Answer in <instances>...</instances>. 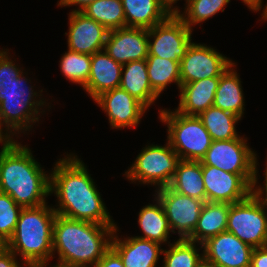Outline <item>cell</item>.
Masks as SVG:
<instances>
[{"label":"cell","mask_w":267,"mask_h":267,"mask_svg":"<svg viewBox=\"0 0 267 267\" xmlns=\"http://www.w3.org/2000/svg\"><path fill=\"white\" fill-rule=\"evenodd\" d=\"M68 156V157H67ZM59 159L50 174V195L58 199L56 214L102 225H116L95 186V182L77 155Z\"/></svg>","instance_id":"obj_1"},{"label":"cell","mask_w":267,"mask_h":267,"mask_svg":"<svg viewBox=\"0 0 267 267\" xmlns=\"http://www.w3.org/2000/svg\"><path fill=\"white\" fill-rule=\"evenodd\" d=\"M116 225H102L56 214L53 224L55 267H93L111 247Z\"/></svg>","instance_id":"obj_2"},{"label":"cell","mask_w":267,"mask_h":267,"mask_svg":"<svg viewBox=\"0 0 267 267\" xmlns=\"http://www.w3.org/2000/svg\"><path fill=\"white\" fill-rule=\"evenodd\" d=\"M0 192L22 208L40 206L50 194V174L43 171L31 150L16 140L0 150Z\"/></svg>","instance_id":"obj_3"},{"label":"cell","mask_w":267,"mask_h":267,"mask_svg":"<svg viewBox=\"0 0 267 267\" xmlns=\"http://www.w3.org/2000/svg\"><path fill=\"white\" fill-rule=\"evenodd\" d=\"M7 51L0 50V122L6 127V132L14 136L19 131H29L31 123L39 121L40 107L46 102L41 98L35 100L42 94L27 85L28 79Z\"/></svg>","instance_id":"obj_4"},{"label":"cell","mask_w":267,"mask_h":267,"mask_svg":"<svg viewBox=\"0 0 267 267\" xmlns=\"http://www.w3.org/2000/svg\"><path fill=\"white\" fill-rule=\"evenodd\" d=\"M56 212L44 203L37 207L22 208L15 232L5 245L22 263L47 265L53 258V224Z\"/></svg>","instance_id":"obj_5"},{"label":"cell","mask_w":267,"mask_h":267,"mask_svg":"<svg viewBox=\"0 0 267 267\" xmlns=\"http://www.w3.org/2000/svg\"><path fill=\"white\" fill-rule=\"evenodd\" d=\"M161 122L167 124V141L181 160L201 161L212 139L198 116L160 110Z\"/></svg>","instance_id":"obj_6"},{"label":"cell","mask_w":267,"mask_h":267,"mask_svg":"<svg viewBox=\"0 0 267 267\" xmlns=\"http://www.w3.org/2000/svg\"><path fill=\"white\" fill-rule=\"evenodd\" d=\"M166 144L144 147L131 168L125 172L126 178L147 185L157 184L158 188L169 186L181 159L168 141Z\"/></svg>","instance_id":"obj_7"},{"label":"cell","mask_w":267,"mask_h":267,"mask_svg":"<svg viewBox=\"0 0 267 267\" xmlns=\"http://www.w3.org/2000/svg\"><path fill=\"white\" fill-rule=\"evenodd\" d=\"M226 231L253 248L264 247L267 241V211L252 194L243 201L232 203Z\"/></svg>","instance_id":"obj_8"},{"label":"cell","mask_w":267,"mask_h":267,"mask_svg":"<svg viewBox=\"0 0 267 267\" xmlns=\"http://www.w3.org/2000/svg\"><path fill=\"white\" fill-rule=\"evenodd\" d=\"M192 30L172 13L164 22L148 29V56H158L181 63L190 46Z\"/></svg>","instance_id":"obj_9"},{"label":"cell","mask_w":267,"mask_h":267,"mask_svg":"<svg viewBox=\"0 0 267 267\" xmlns=\"http://www.w3.org/2000/svg\"><path fill=\"white\" fill-rule=\"evenodd\" d=\"M246 142L241 136L231 140L212 141L201 159L202 166H215L234 174H255L256 153Z\"/></svg>","instance_id":"obj_10"},{"label":"cell","mask_w":267,"mask_h":267,"mask_svg":"<svg viewBox=\"0 0 267 267\" xmlns=\"http://www.w3.org/2000/svg\"><path fill=\"white\" fill-rule=\"evenodd\" d=\"M206 201L237 203L251 195L254 174H234L215 166H202Z\"/></svg>","instance_id":"obj_11"},{"label":"cell","mask_w":267,"mask_h":267,"mask_svg":"<svg viewBox=\"0 0 267 267\" xmlns=\"http://www.w3.org/2000/svg\"><path fill=\"white\" fill-rule=\"evenodd\" d=\"M173 233L178 230L179 239H187L194 231L204 201L179 194L169 186L156 189Z\"/></svg>","instance_id":"obj_12"},{"label":"cell","mask_w":267,"mask_h":267,"mask_svg":"<svg viewBox=\"0 0 267 267\" xmlns=\"http://www.w3.org/2000/svg\"><path fill=\"white\" fill-rule=\"evenodd\" d=\"M232 60L205 44L192 42L180 63L181 85L205 78L220 77Z\"/></svg>","instance_id":"obj_13"},{"label":"cell","mask_w":267,"mask_h":267,"mask_svg":"<svg viewBox=\"0 0 267 267\" xmlns=\"http://www.w3.org/2000/svg\"><path fill=\"white\" fill-rule=\"evenodd\" d=\"M204 263L212 267H250L254 248L224 231L200 245Z\"/></svg>","instance_id":"obj_14"},{"label":"cell","mask_w":267,"mask_h":267,"mask_svg":"<svg viewBox=\"0 0 267 267\" xmlns=\"http://www.w3.org/2000/svg\"><path fill=\"white\" fill-rule=\"evenodd\" d=\"M94 101L106 112L111 128L136 127L147 107L121 87L105 91Z\"/></svg>","instance_id":"obj_15"},{"label":"cell","mask_w":267,"mask_h":267,"mask_svg":"<svg viewBox=\"0 0 267 267\" xmlns=\"http://www.w3.org/2000/svg\"><path fill=\"white\" fill-rule=\"evenodd\" d=\"M148 29L124 27L108 32L104 50L122 65L148 57Z\"/></svg>","instance_id":"obj_16"},{"label":"cell","mask_w":267,"mask_h":267,"mask_svg":"<svg viewBox=\"0 0 267 267\" xmlns=\"http://www.w3.org/2000/svg\"><path fill=\"white\" fill-rule=\"evenodd\" d=\"M68 50L93 55L103 50L108 30L82 12L69 14Z\"/></svg>","instance_id":"obj_17"},{"label":"cell","mask_w":267,"mask_h":267,"mask_svg":"<svg viewBox=\"0 0 267 267\" xmlns=\"http://www.w3.org/2000/svg\"><path fill=\"white\" fill-rule=\"evenodd\" d=\"M117 231L116 227L111 247L119 254L125 267H156L160 253H163L161 244L137 236L121 240L116 235Z\"/></svg>","instance_id":"obj_18"},{"label":"cell","mask_w":267,"mask_h":267,"mask_svg":"<svg viewBox=\"0 0 267 267\" xmlns=\"http://www.w3.org/2000/svg\"><path fill=\"white\" fill-rule=\"evenodd\" d=\"M123 65L103 49L91 55V70L83 90L94 100L101 93L119 87Z\"/></svg>","instance_id":"obj_19"},{"label":"cell","mask_w":267,"mask_h":267,"mask_svg":"<svg viewBox=\"0 0 267 267\" xmlns=\"http://www.w3.org/2000/svg\"><path fill=\"white\" fill-rule=\"evenodd\" d=\"M219 78H205L181 85L179 106L174 110L185 115L198 116L213 106Z\"/></svg>","instance_id":"obj_20"},{"label":"cell","mask_w":267,"mask_h":267,"mask_svg":"<svg viewBox=\"0 0 267 267\" xmlns=\"http://www.w3.org/2000/svg\"><path fill=\"white\" fill-rule=\"evenodd\" d=\"M122 5L126 27L150 29L173 13L160 0H122Z\"/></svg>","instance_id":"obj_21"},{"label":"cell","mask_w":267,"mask_h":267,"mask_svg":"<svg viewBox=\"0 0 267 267\" xmlns=\"http://www.w3.org/2000/svg\"><path fill=\"white\" fill-rule=\"evenodd\" d=\"M230 206L229 203L206 201L201 209L197 225L187 240L201 245L208 238L226 231Z\"/></svg>","instance_id":"obj_22"},{"label":"cell","mask_w":267,"mask_h":267,"mask_svg":"<svg viewBox=\"0 0 267 267\" xmlns=\"http://www.w3.org/2000/svg\"><path fill=\"white\" fill-rule=\"evenodd\" d=\"M119 87L135 97L147 108L159 97L150 86L146 59L131 61L123 65Z\"/></svg>","instance_id":"obj_23"},{"label":"cell","mask_w":267,"mask_h":267,"mask_svg":"<svg viewBox=\"0 0 267 267\" xmlns=\"http://www.w3.org/2000/svg\"><path fill=\"white\" fill-rule=\"evenodd\" d=\"M231 64L220 76L213 106L231 112L242 118L244 114V96L240 78Z\"/></svg>","instance_id":"obj_24"},{"label":"cell","mask_w":267,"mask_h":267,"mask_svg":"<svg viewBox=\"0 0 267 267\" xmlns=\"http://www.w3.org/2000/svg\"><path fill=\"white\" fill-rule=\"evenodd\" d=\"M169 187L179 194L206 202L201 161L180 160Z\"/></svg>","instance_id":"obj_25"},{"label":"cell","mask_w":267,"mask_h":267,"mask_svg":"<svg viewBox=\"0 0 267 267\" xmlns=\"http://www.w3.org/2000/svg\"><path fill=\"white\" fill-rule=\"evenodd\" d=\"M155 201L140 210L138 223L144 235L137 237L161 244L168 241L172 230L161 202L157 197Z\"/></svg>","instance_id":"obj_26"},{"label":"cell","mask_w":267,"mask_h":267,"mask_svg":"<svg viewBox=\"0 0 267 267\" xmlns=\"http://www.w3.org/2000/svg\"><path fill=\"white\" fill-rule=\"evenodd\" d=\"M198 117L202 121L212 141L231 140L238 138L235 124L241 120L237 115L211 106L201 112Z\"/></svg>","instance_id":"obj_27"},{"label":"cell","mask_w":267,"mask_h":267,"mask_svg":"<svg viewBox=\"0 0 267 267\" xmlns=\"http://www.w3.org/2000/svg\"><path fill=\"white\" fill-rule=\"evenodd\" d=\"M146 62L150 86L158 96L173 82L180 88V64L178 62L158 56H148Z\"/></svg>","instance_id":"obj_28"},{"label":"cell","mask_w":267,"mask_h":267,"mask_svg":"<svg viewBox=\"0 0 267 267\" xmlns=\"http://www.w3.org/2000/svg\"><path fill=\"white\" fill-rule=\"evenodd\" d=\"M82 13L97 21L108 31L126 27L122 0H96Z\"/></svg>","instance_id":"obj_29"},{"label":"cell","mask_w":267,"mask_h":267,"mask_svg":"<svg viewBox=\"0 0 267 267\" xmlns=\"http://www.w3.org/2000/svg\"><path fill=\"white\" fill-rule=\"evenodd\" d=\"M169 246V250H163L165 256L162 267H201L204 264L203 253L199 254L196 242L178 239Z\"/></svg>","instance_id":"obj_30"},{"label":"cell","mask_w":267,"mask_h":267,"mask_svg":"<svg viewBox=\"0 0 267 267\" xmlns=\"http://www.w3.org/2000/svg\"><path fill=\"white\" fill-rule=\"evenodd\" d=\"M230 0H186V10L181 14L178 10L176 15L192 30V26L208 20L222 10Z\"/></svg>","instance_id":"obj_31"},{"label":"cell","mask_w":267,"mask_h":267,"mask_svg":"<svg viewBox=\"0 0 267 267\" xmlns=\"http://www.w3.org/2000/svg\"><path fill=\"white\" fill-rule=\"evenodd\" d=\"M59 62L61 72L69 81L82 87L87 84L91 70V55L68 50Z\"/></svg>","instance_id":"obj_32"},{"label":"cell","mask_w":267,"mask_h":267,"mask_svg":"<svg viewBox=\"0 0 267 267\" xmlns=\"http://www.w3.org/2000/svg\"><path fill=\"white\" fill-rule=\"evenodd\" d=\"M22 207L8 194L0 192V241L6 245L12 238Z\"/></svg>","instance_id":"obj_33"},{"label":"cell","mask_w":267,"mask_h":267,"mask_svg":"<svg viewBox=\"0 0 267 267\" xmlns=\"http://www.w3.org/2000/svg\"><path fill=\"white\" fill-rule=\"evenodd\" d=\"M257 165H258V163H256V166H255V174H254V179L252 182L251 194L260 202V204L263 206V208L267 211V209H266L267 208L266 207L267 206V164H266V168H265L266 170L264 172L265 173V180H264L265 184L263 185L264 187H260V186L257 187V182H258ZM263 194L265 195L264 197H263Z\"/></svg>","instance_id":"obj_34"},{"label":"cell","mask_w":267,"mask_h":267,"mask_svg":"<svg viewBox=\"0 0 267 267\" xmlns=\"http://www.w3.org/2000/svg\"><path fill=\"white\" fill-rule=\"evenodd\" d=\"M93 267H125L119 254L110 247Z\"/></svg>","instance_id":"obj_35"},{"label":"cell","mask_w":267,"mask_h":267,"mask_svg":"<svg viewBox=\"0 0 267 267\" xmlns=\"http://www.w3.org/2000/svg\"><path fill=\"white\" fill-rule=\"evenodd\" d=\"M0 267H21L16 255L6 246L0 250Z\"/></svg>","instance_id":"obj_36"},{"label":"cell","mask_w":267,"mask_h":267,"mask_svg":"<svg viewBox=\"0 0 267 267\" xmlns=\"http://www.w3.org/2000/svg\"><path fill=\"white\" fill-rule=\"evenodd\" d=\"M250 267H267V248H254Z\"/></svg>","instance_id":"obj_37"},{"label":"cell","mask_w":267,"mask_h":267,"mask_svg":"<svg viewBox=\"0 0 267 267\" xmlns=\"http://www.w3.org/2000/svg\"><path fill=\"white\" fill-rule=\"evenodd\" d=\"M96 0H60L58 6H72L79 5V8L72 10V12H82L88 5L93 3Z\"/></svg>","instance_id":"obj_38"},{"label":"cell","mask_w":267,"mask_h":267,"mask_svg":"<svg viewBox=\"0 0 267 267\" xmlns=\"http://www.w3.org/2000/svg\"><path fill=\"white\" fill-rule=\"evenodd\" d=\"M15 140L11 137L9 132H3L2 124L0 122V143H3L2 146H7L14 142Z\"/></svg>","instance_id":"obj_39"},{"label":"cell","mask_w":267,"mask_h":267,"mask_svg":"<svg viewBox=\"0 0 267 267\" xmlns=\"http://www.w3.org/2000/svg\"><path fill=\"white\" fill-rule=\"evenodd\" d=\"M263 0H242L245 4H247L248 8L250 10H253L254 12L261 10L262 8V2Z\"/></svg>","instance_id":"obj_40"},{"label":"cell","mask_w":267,"mask_h":267,"mask_svg":"<svg viewBox=\"0 0 267 267\" xmlns=\"http://www.w3.org/2000/svg\"><path fill=\"white\" fill-rule=\"evenodd\" d=\"M163 2L173 13L177 12L179 9L175 6L173 7V4L177 3L179 0H160Z\"/></svg>","instance_id":"obj_41"},{"label":"cell","mask_w":267,"mask_h":267,"mask_svg":"<svg viewBox=\"0 0 267 267\" xmlns=\"http://www.w3.org/2000/svg\"><path fill=\"white\" fill-rule=\"evenodd\" d=\"M262 19L267 20V3L265 7H263Z\"/></svg>","instance_id":"obj_42"},{"label":"cell","mask_w":267,"mask_h":267,"mask_svg":"<svg viewBox=\"0 0 267 267\" xmlns=\"http://www.w3.org/2000/svg\"><path fill=\"white\" fill-rule=\"evenodd\" d=\"M23 267H47V265L24 264ZM52 267V266H50Z\"/></svg>","instance_id":"obj_43"},{"label":"cell","mask_w":267,"mask_h":267,"mask_svg":"<svg viewBox=\"0 0 267 267\" xmlns=\"http://www.w3.org/2000/svg\"><path fill=\"white\" fill-rule=\"evenodd\" d=\"M5 245L0 241V250L4 247Z\"/></svg>","instance_id":"obj_44"},{"label":"cell","mask_w":267,"mask_h":267,"mask_svg":"<svg viewBox=\"0 0 267 267\" xmlns=\"http://www.w3.org/2000/svg\"><path fill=\"white\" fill-rule=\"evenodd\" d=\"M201 267H212V266L207 265V264L204 263Z\"/></svg>","instance_id":"obj_45"}]
</instances>
